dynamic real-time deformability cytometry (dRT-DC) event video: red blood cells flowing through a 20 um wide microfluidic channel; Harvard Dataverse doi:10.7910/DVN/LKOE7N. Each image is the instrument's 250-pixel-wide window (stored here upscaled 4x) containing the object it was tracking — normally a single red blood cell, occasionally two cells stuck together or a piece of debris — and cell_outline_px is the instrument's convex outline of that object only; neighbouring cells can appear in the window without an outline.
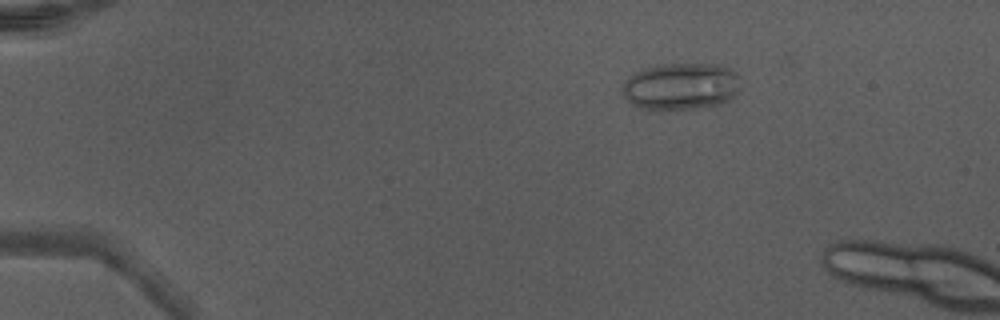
{"species": "Egyptian fruit bat (a non-hibernating species)", "species_latin": "Rousettus aegyptiacus", "temperature_condition": "warm", "stored_images_in_passage": 13, "camera_frame_rate_fps": 3000, "um_per_image_px": 0.085, "animal": {"sex": "male"}, "frame": {"image": 1, "passage_image": 10, "time_ms": 3.0, "image_size_px": [1000, 320], "cell_outline_px": [[740, 92], [728, 100], [720, 104], [696, 108], [640, 108], [632, 104], [620, 92], [620, 88], [624, 80], [628, 76], [640, 68], [656, 64], [716, 64], [732, 68], [736, 76]], "centroid_in_image_um": [57.82, 7.31], "position_along_channel_um": 27.2, "area_um2": 32.48}}